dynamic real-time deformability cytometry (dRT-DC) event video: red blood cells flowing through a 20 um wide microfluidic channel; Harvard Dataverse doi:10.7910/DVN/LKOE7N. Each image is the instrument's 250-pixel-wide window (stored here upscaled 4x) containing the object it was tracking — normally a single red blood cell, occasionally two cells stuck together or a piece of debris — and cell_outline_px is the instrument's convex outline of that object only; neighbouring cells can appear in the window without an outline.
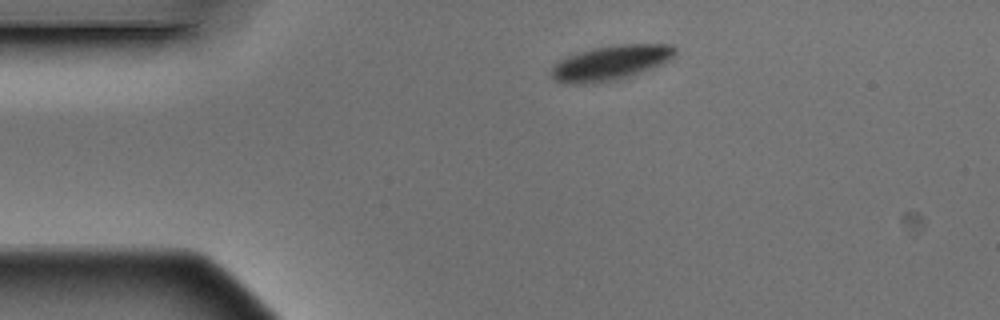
{"species": "Egyptian fruit bat (a non-hibernating species)", "species_latin": "Rousettus aegyptiacus", "temperature_condition": "warm", "stored_images_in_passage": 3, "camera_frame_rate_fps": 3000, "um_per_image_px": 0.085, "animal": {"sex": "male"}, "frame": {"image": 1, "passage_image": 1, "time_ms": 0.0, "image_size_px": [1000, 320], "cell_outline_px": [[676, 52], [672, 60], [632, 76], [592, 84], [564, 84], [556, 80], [548, 72], [564, 56], [596, 48], [620, 44], [672, 44], [676, 48]], "centroid_in_image_um": [51.92, 5.35], "position_along_channel_um": 33.1, "area_um2": 25.26}}
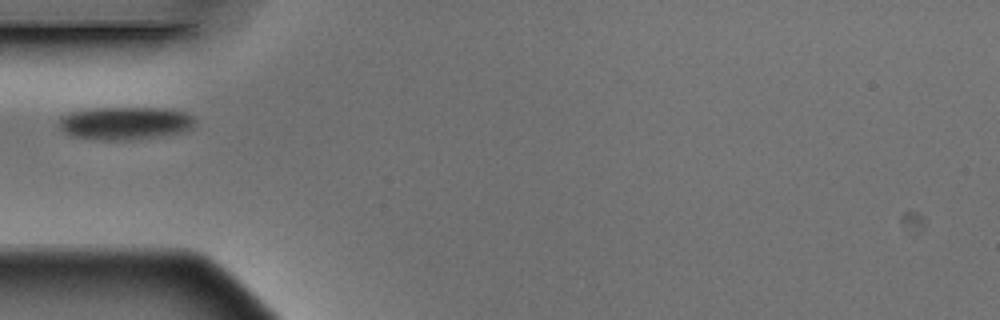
{"frame": {"image": 2, "passage_image": 3, "time_ms": 0.667, "image_size_px": [1000, 320], "cell_outline_px": [[196, 120], [192, 128], [180, 132], [160, 136], [128, 140], [104, 140], [72, 136], [64, 132], [60, 128], [60, 116], [68, 112], [88, 108], [168, 108], [184, 112], [192, 116]], "centroid_in_image_um": [10.62, 10.46], "position_along_channel_um": 74.4, "area_um2": 26.18}}